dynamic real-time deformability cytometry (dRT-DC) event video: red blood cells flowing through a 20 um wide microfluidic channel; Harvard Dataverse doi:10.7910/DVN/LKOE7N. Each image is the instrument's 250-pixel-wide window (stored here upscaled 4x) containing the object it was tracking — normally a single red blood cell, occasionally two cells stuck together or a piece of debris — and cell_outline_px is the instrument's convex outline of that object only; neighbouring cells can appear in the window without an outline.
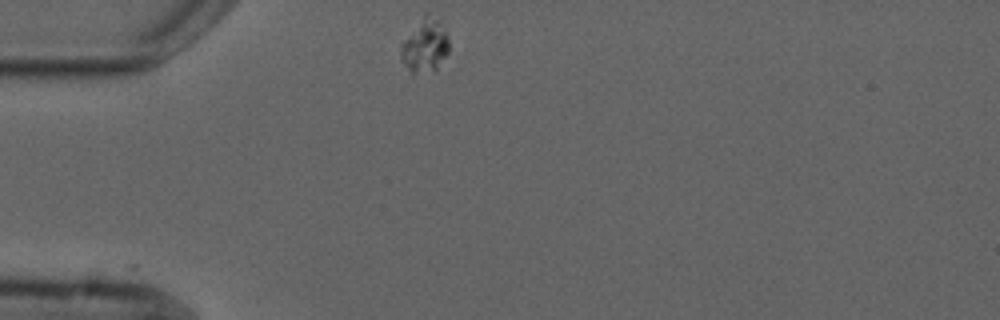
{"species": "common noctule bat (a hibernating species)", "species_latin": "Nyctalus noctula", "temperature_condition": "cold", "stored_images_in_passage": 1, "camera_frame_rate_fps": 3000, "um_per_image_px": 0.085, "animal": {"sex": "male", "forearm_length_mm": 52.5}, "frame": {"image": 1, "passage_image": 1, "time_ms": 0.0, "image_size_px": [1000, 320], "cell_outline_px": [[448, 52], [436, 68], [412, 72], [400, 60], [400, 44], [424, 12], [428, 12], [436, 20], [444, 32], [448, 40]], "centroid_in_image_um": [36.05, 3.82], "position_along_channel_um": 48.9, "area_um2": 14.39}}